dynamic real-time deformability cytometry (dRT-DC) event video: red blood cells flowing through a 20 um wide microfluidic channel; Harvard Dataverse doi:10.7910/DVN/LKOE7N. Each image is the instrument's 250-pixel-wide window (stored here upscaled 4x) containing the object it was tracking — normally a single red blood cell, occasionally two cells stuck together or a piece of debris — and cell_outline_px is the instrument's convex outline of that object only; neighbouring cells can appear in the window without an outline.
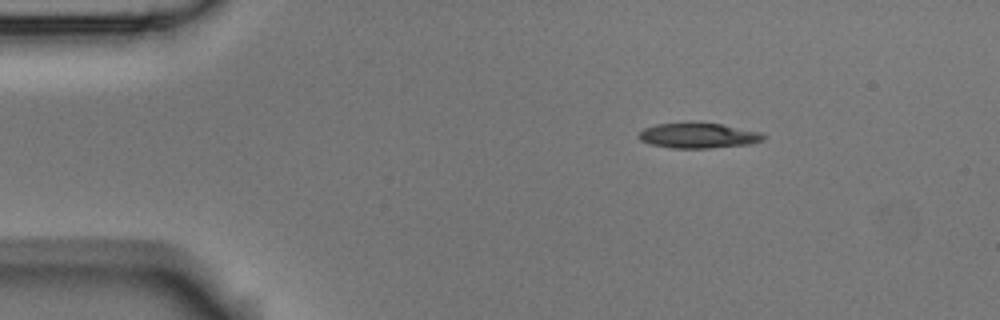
{"species": "Egyptian fruit bat (a non-hibernating species)", "species_latin": "Rousettus aegyptiacus", "temperature_condition": "room temperature", "stored_images_in_passage": 3, "camera_frame_rate_fps": 3000, "um_per_image_px": 0.085, "animal": {"sex": "male"}, "frame": {"image": 1, "passage_image": 1, "time_ms": 0.0, "image_size_px": [1000, 320], "cell_outline_px": [[768, 136], [764, 140], [748, 144], [708, 148], [672, 148], [652, 144], [640, 140], [636, 136], [644, 128], [656, 124], [688, 120], [720, 124], [760, 132]], "centroid_in_image_um": [59.32, 11.49], "position_along_channel_um": 25.7, "area_um2": 18.79}}